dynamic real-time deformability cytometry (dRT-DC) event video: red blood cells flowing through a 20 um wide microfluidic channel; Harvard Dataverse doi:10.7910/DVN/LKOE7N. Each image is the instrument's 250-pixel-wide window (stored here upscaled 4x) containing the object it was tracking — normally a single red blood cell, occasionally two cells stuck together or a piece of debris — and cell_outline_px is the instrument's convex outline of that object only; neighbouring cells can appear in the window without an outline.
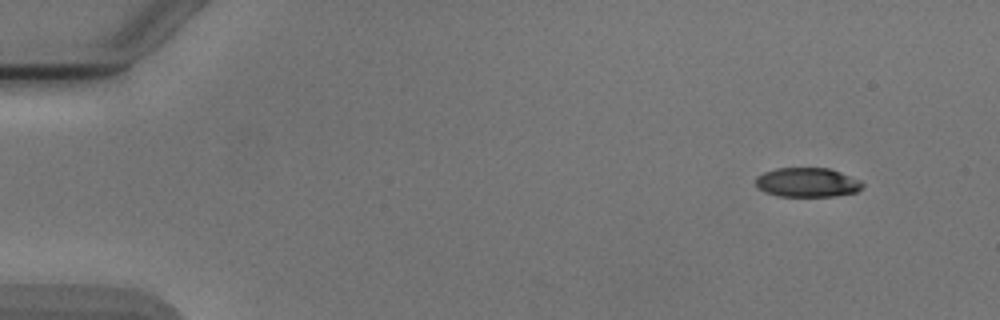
{"species": "Egyptian fruit bat (a non-hibernating species)", "species_latin": "Rousettus aegyptiacus", "temperature_condition": "cold", "stored_images_in_passage": 4, "camera_frame_rate_fps": 3000, "um_per_image_px": 0.085, "animal": {"sex": "male"}, "frame": {"image": 1, "passage_image": 1, "time_ms": 0.0, "image_size_px": [1000, 320], "cell_outline_px": [[864, 184], [856, 192], [836, 196], [780, 196], [764, 192], [756, 184], [756, 176], [764, 172], [776, 168], [828, 168], [840, 172], [860, 180]], "centroid_in_image_um": [68.61, 15.5], "position_along_channel_um": 16.4, "area_um2": 18.15}}
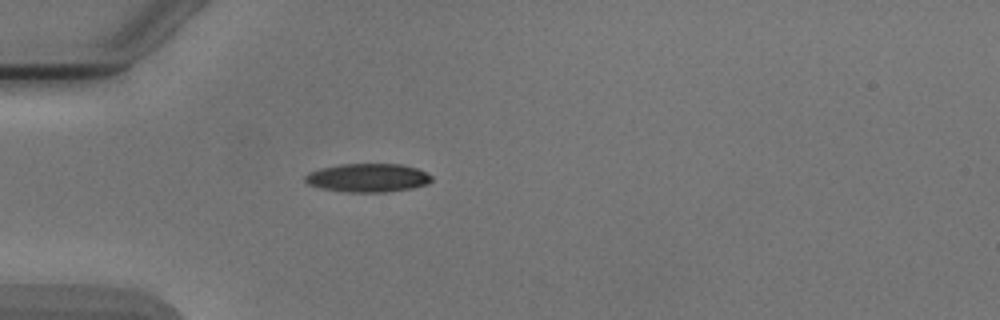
{"frame": {"image": 2, "passage_image": 4, "time_ms": 3.667, "image_size_px": [1000, 320], "cell_outline_px": [[432, 180], [428, 184], [412, 188], [384, 192], [352, 192], [324, 188], [308, 184], [304, 180], [304, 176], [308, 172], [320, 168], [340, 164], [400, 164], [416, 168], [432, 176]], "centroid_in_image_um": [31.26, 15.1], "position_along_channel_um": 53.7, "area_um2": 20.87}}